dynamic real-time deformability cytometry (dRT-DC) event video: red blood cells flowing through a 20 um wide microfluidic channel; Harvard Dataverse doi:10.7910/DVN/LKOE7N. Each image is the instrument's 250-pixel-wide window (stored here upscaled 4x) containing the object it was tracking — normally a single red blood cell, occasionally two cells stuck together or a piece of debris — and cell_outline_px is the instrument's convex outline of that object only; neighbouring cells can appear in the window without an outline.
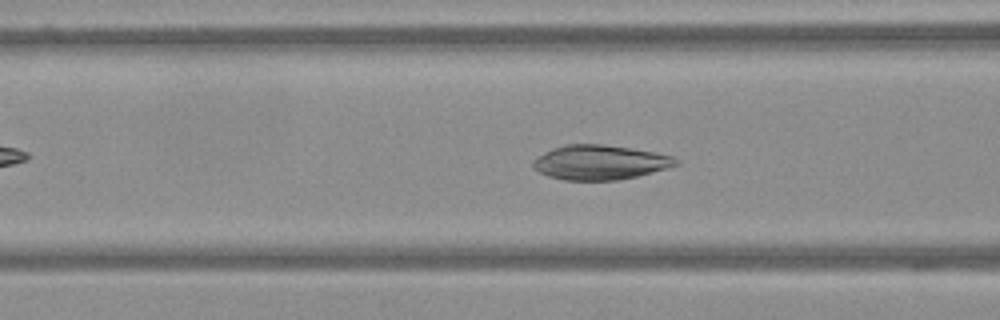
{"species": "Egyptian fruit bat (a non-hibernating species)", "species_latin": "Rousettus aegyptiacus", "temperature_condition": "warm", "stored_images_in_passage": 62, "camera_frame_rate_fps": 3000, "um_per_image_px": 0.085, "frame": {"image": 1, "passage_image": 25, "time_ms": 8.0, "image_size_px": [1000, 320], "cell_outline_px": [[680, 164], [668, 168], [636, 176], [616, 180], [564, 180], [548, 176], [532, 168], [532, 160], [536, 156], [552, 148], [564, 144], [604, 144], [632, 148], [656, 152], [672, 156], [680, 160]], "centroid_in_image_um": [50.98, 13.79], "position_along_channel_um": 115.6, "area_um2": 29.07}}
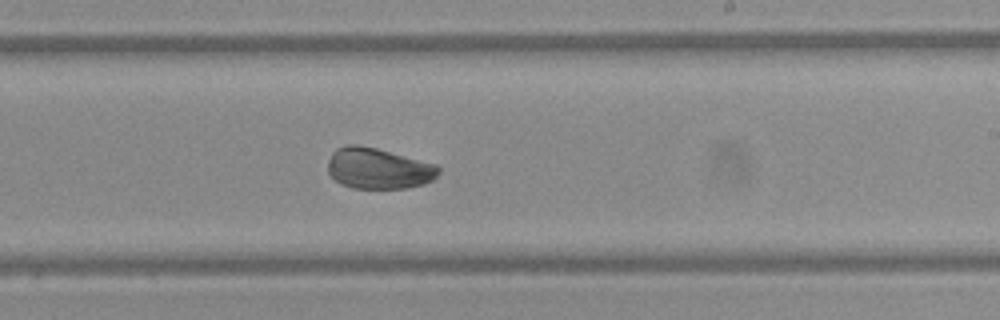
{"frame": {"image": 2, "passage_image": 38, "time_ms": 12.333, "image_size_px": [1000, 320], "cell_outline_px": [[440, 172], [432, 180], [424, 184], [408, 188], [352, 188], [340, 184], [328, 172], [328, 160], [332, 152], [336, 148], [348, 144], [356, 144], [376, 148], [436, 164], [440, 168]], "centroid_in_image_um": [32.15, 14.31], "position_along_channel_um": 256.8, "area_um2": 26.47}}
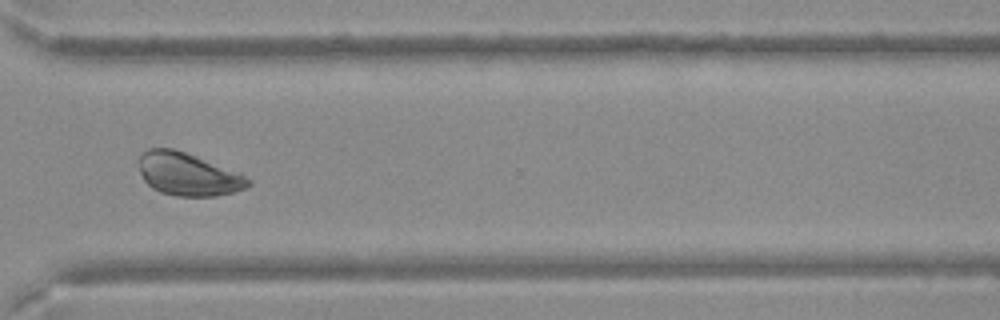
{"frame": {"image": 3, "passage_image": 47, "time_ms": 15.333, "image_size_px": [1000, 320], "cell_outline_px": [[252, 184], [248, 188], [216, 196], [176, 196], [160, 192], [152, 188], [144, 180], [140, 172], [140, 156], [148, 148], [172, 148], [184, 152], [240, 172], [252, 180]], "centroid_in_image_um": [16.03, 14.82], "position_along_channel_um": 354.6, "area_um2": 27.28}}